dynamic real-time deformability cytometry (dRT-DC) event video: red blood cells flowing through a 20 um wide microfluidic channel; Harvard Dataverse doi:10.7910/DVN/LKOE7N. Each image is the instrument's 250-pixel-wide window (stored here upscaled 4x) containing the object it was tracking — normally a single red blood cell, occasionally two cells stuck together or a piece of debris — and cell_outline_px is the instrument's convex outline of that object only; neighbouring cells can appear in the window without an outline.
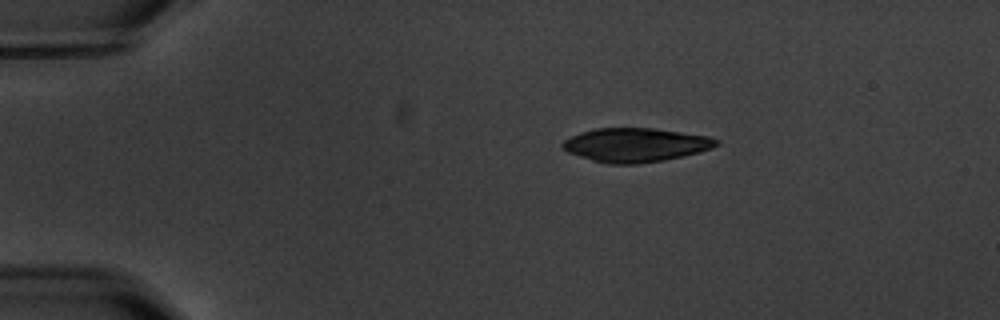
{"species": "common noctule bat (a hibernating species)", "species_latin": "Nyctalus noctula", "temperature_condition": "warm", "stored_images_in_passage": 3, "camera_frame_rate_fps": 3000, "um_per_image_px": 0.085, "animal": {"sex": "male", "body_mass_g": 20.1, "forearm_length_mm": 53.5}, "frame": {"image": 1, "passage_image": 1, "time_ms": 0.0, "image_size_px": [1000, 320], "cell_outline_px": [[720, 144], [712, 148], [700, 152], [664, 160], [636, 164], [608, 164], [592, 160], [568, 152], [560, 144], [564, 140], [580, 132], [596, 128], [652, 128], [708, 136], [720, 140]], "centroid_in_image_um": [54.04, 12.32], "position_along_channel_um": 31.0, "area_um2": 30.29}}